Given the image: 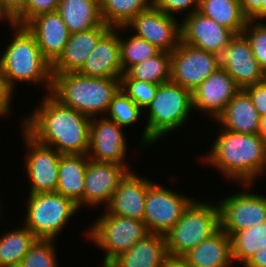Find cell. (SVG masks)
Here are the masks:
<instances>
[{
	"label": "cell",
	"mask_w": 266,
	"mask_h": 267,
	"mask_svg": "<svg viewBox=\"0 0 266 267\" xmlns=\"http://www.w3.org/2000/svg\"><path fill=\"white\" fill-rule=\"evenodd\" d=\"M250 20L256 22H266V0L263 1L261 9Z\"/></svg>",
	"instance_id": "bcb514c9"
},
{
	"label": "cell",
	"mask_w": 266,
	"mask_h": 267,
	"mask_svg": "<svg viewBox=\"0 0 266 267\" xmlns=\"http://www.w3.org/2000/svg\"><path fill=\"white\" fill-rule=\"evenodd\" d=\"M217 69L211 52L182 41L171 53L170 81L191 92Z\"/></svg>",
	"instance_id": "9a60e30c"
},
{
	"label": "cell",
	"mask_w": 266,
	"mask_h": 267,
	"mask_svg": "<svg viewBox=\"0 0 266 267\" xmlns=\"http://www.w3.org/2000/svg\"><path fill=\"white\" fill-rule=\"evenodd\" d=\"M240 267H266V249L259 250L243 266Z\"/></svg>",
	"instance_id": "ee69618b"
},
{
	"label": "cell",
	"mask_w": 266,
	"mask_h": 267,
	"mask_svg": "<svg viewBox=\"0 0 266 267\" xmlns=\"http://www.w3.org/2000/svg\"><path fill=\"white\" fill-rule=\"evenodd\" d=\"M154 180L137 171H129L120 181L118 188L105 207L108 214L119 215L143 221L148 186Z\"/></svg>",
	"instance_id": "d6986e66"
},
{
	"label": "cell",
	"mask_w": 266,
	"mask_h": 267,
	"mask_svg": "<svg viewBox=\"0 0 266 267\" xmlns=\"http://www.w3.org/2000/svg\"><path fill=\"white\" fill-rule=\"evenodd\" d=\"M251 98L259 116L266 115V84L263 82L243 89Z\"/></svg>",
	"instance_id": "60d3db41"
},
{
	"label": "cell",
	"mask_w": 266,
	"mask_h": 267,
	"mask_svg": "<svg viewBox=\"0 0 266 267\" xmlns=\"http://www.w3.org/2000/svg\"><path fill=\"white\" fill-rule=\"evenodd\" d=\"M89 157L87 154L61 155L58 163L56 192L71 198L81 211L84 210V182Z\"/></svg>",
	"instance_id": "d4e9b609"
},
{
	"label": "cell",
	"mask_w": 266,
	"mask_h": 267,
	"mask_svg": "<svg viewBox=\"0 0 266 267\" xmlns=\"http://www.w3.org/2000/svg\"><path fill=\"white\" fill-rule=\"evenodd\" d=\"M57 12L70 34L88 31L103 24L99 0H60Z\"/></svg>",
	"instance_id": "4316f807"
},
{
	"label": "cell",
	"mask_w": 266,
	"mask_h": 267,
	"mask_svg": "<svg viewBox=\"0 0 266 267\" xmlns=\"http://www.w3.org/2000/svg\"><path fill=\"white\" fill-rule=\"evenodd\" d=\"M171 53L157 55L131 66L125 74L131 79L161 84L170 81Z\"/></svg>",
	"instance_id": "d6a6232c"
},
{
	"label": "cell",
	"mask_w": 266,
	"mask_h": 267,
	"mask_svg": "<svg viewBox=\"0 0 266 267\" xmlns=\"http://www.w3.org/2000/svg\"><path fill=\"white\" fill-rule=\"evenodd\" d=\"M103 23L116 28L126 26L136 15L153 7V0H99Z\"/></svg>",
	"instance_id": "f546056e"
},
{
	"label": "cell",
	"mask_w": 266,
	"mask_h": 267,
	"mask_svg": "<svg viewBox=\"0 0 266 267\" xmlns=\"http://www.w3.org/2000/svg\"><path fill=\"white\" fill-rule=\"evenodd\" d=\"M5 12L14 20L26 7L28 0H0Z\"/></svg>",
	"instance_id": "b9f144b4"
},
{
	"label": "cell",
	"mask_w": 266,
	"mask_h": 267,
	"mask_svg": "<svg viewBox=\"0 0 266 267\" xmlns=\"http://www.w3.org/2000/svg\"><path fill=\"white\" fill-rule=\"evenodd\" d=\"M259 135L265 140L266 143V115L260 117Z\"/></svg>",
	"instance_id": "c3c4849f"
},
{
	"label": "cell",
	"mask_w": 266,
	"mask_h": 267,
	"mask_svg": "<svg viewBox=\"0 0 266 267\" xmlns=\"http://www.w3.org/2000/svg\"><path fill=\"white\" fill-rule=\"evenodd\" d=\"M219 229L220 211L217 201L195 198L165 235L168 255L183 257Z\"/></svg>",
	"instance_id": "52a82bcc"
},
{
	"label": "cell",
	"mask_w": 266,
	"mask_h": 267,
	"mask_svg": "<svg viewBox=\"0 0 266 267\" xmlns=\"http://www.w3.org/2000/svg\"><path fill=\"white\" fill-rule=\"evenodd\" d=\"M16 93L18 92L6 81L0 69V118L5 119L7 117L6 119H9L10 115H13L11 114L14 113V110L12 112V107H14L12 103H14Z\"/></svg>",
	"instance_id": "ab89813d"
},
{
	"label": "cell",
	"mask_w": 266,
	"mask_h": 267,
	"mask_svg": "<svg viewBox=\"0 0 266 267\" xmlns=\"http://www.w3.org/2000/svg\"><path fill=\"white\" fill-rule=\"evenodd\" d=\"M129 170L117 163L113 162H97L88 161L85 173V190H84V206L93 212L94 210L105 208L120 181L125 177ZM103 206V207H102ZM98 208V209H97Z\"/></svg>",
	"instance_id": "2e32d148"
},
{
	"label": "cell",
	"mask_w": 266,
	"mask_h": 267,
	"mask_svg": "<svg viewBox=\"0 0 266 267\" xmlns=\"http://www.w3.org/2000/svg\"><path fill=\"white\" fill-rule=\"evenodd\" d=\"M50 94L64 106L91 118L103 117L120 89L118 78L88 77L78 72L52 73Z\"/></svg>",
	"instance_id": "5b68a950"
},
{
	"label": "cell",
	"mask_w": 266,
	"mask_h": 267,
	"mask_svg": "<svg viewBox=\"0 0 266 267\" xmlns=\"http://www.w3.org/2000/svg\"><path fill=\"white\" fill-rule=\"evenodd\" d=\"M216 67L224 69L240 89L263 82L264 71L255 59L247 37L235 35L229 45L212 53Z\"/></svg>",
	"instance_id": "4fadbf2b"
},
{
	"label": "cell",
	"mask_w": 266,
	"mask_h": 267,
	"mask_svg": "<svg viewBox=\"0 0 266 267\" xmlns=\"http://www.w3.org/2000/svg\"><path fill=\"white\" fill-rule=\"evenodd\" d=\"M39 98L33 111L25 116L23 114L19 122L21 128H18L61 155L87 154L91 119L64 106L50 93Z\"/></svg>",
	"instance_id": "6da1fadb"
},
{
	"label": "cell",
	"mask_w": 266,
	"mask_h": 267,
	"mask_svg": "<svg viewBox=\"0 0 266 267\" xmlns=\"http://www.w3.org/2000/svg\"><path fill=\"white\" fill-rule=\"evenodd\" d=\"M183 258L191 267H234L230 236L221 228Z\"/></svg>",
	"instance_id": "484cf974"
},
{
	"label": "cell",
	"mask_w": 266,
	"mask_h": 267,
	"mask_svg": "<svg viewBox=\"0 0 266 267\" xmlns=\"http://www.w3.org/2000/svg\"><path fill=\"white\" fill-rule=\"evenodd\" d=\"M193 112L191 91L172 81L159 84L155 97L144 110L145 123L139 135L141 139H137L138 148H135L146 151L144 148L154 146L165 136L167 139L169 134L175 136L177 131L185 129L189 120L194 119Z\"/></svg>",
	"instance_id": "277c9868"
},
{
	"label": "cell",
	"mask_w": 266,
	"mask_h": 267,
	"mask_svg": "<svg viewBox=\"0 0 266 267\" xmlns=\"http://www.w3.org/2000/svg\"><path fill=\"white\" fill-rule=\"evenodd\" d=\"M163 267H191L183 257L168 256Z\"/></svg>",
	"instance_id": "f6af8a7d"
},
{
	"label": "cell",
	"mask_w": 266,
	"mask_h": 267,
	"mask_svg": "<svg viewBox=\"0 0 266 267\" xmlns=\"http://www.w3.org/2000/svg\"><path fill=\"white\" fill-rule=\"evenodd\" d=\"M200 0H153V6L180 20L197 12ZM178 16V17H177ZM181 16V18H179Z\"/></svg>",
	"instance_id": "74e56055"
},
{
	"label": "cell",
	"mask_w": 266,
	"mask_h": 267,
	"mask_svg": "<svg viewBox=\"0 0 266 267\" xmlns=\"http://www.w3.org/2000/svg\"><path fill=\"white\" fill-rule=\"evenodd\" d=\"M12 32L6 46H0V69L10 86L17 92L19 83L44 89L49 94L52 88L51 63L43 56L34 35L26 28L11 24ZM11 28V29H10ZM17 86V87H16ZM39 87V88H38Z\"/></svg>",
	"instance_id": "3957f363"
},
{
	"label": "cell",
	"mask_w": 266,
	"mask_h": 267,
	"mask_svg": "<svg viewBox=\"0 0 266 267\" xmlns=\"http://www.w3.org/2000/svg\"><path fill=\"white\" fill-rule=\"evenodd\" d=\"M265 0H240L243 14L250 20L260 9Z\"/></svg>",
	"instance_id": "7bdbcfd3"
},
{
	"label": "cell",
	"mask_w": 266,
	"mask_h": 267,
	"mask_svg": "<svg viewBox=\"0 0 266 267\" xmlns=\"http://www.w3.org/2000/svg\"><path fill=\"white\" fill-rule=\"evenodd\" d=\"M243 34L250 42L252 53L263 71L266 70V22L248 20Z\"/></svg>",
	"instance_id": "8d00e7d4"
},
{
	"label": "cell",
	"mask_w": 266,
	"mask_h": 267,
	"mask_svg": "<svg viewBox=\"0 0 266 267\" xmlns=\"http://www.w3.org/2000/svg\"><path fill=\"white\" fill-rule=\"evenodd\" d=\"M60 0H28L25 9L14 19V24L25 26L34 17L57 11Z\"/></svg>",
	"instance_id": "f35d334b"
},
{
	"label": "cell",
	"mask_w": 266,
	"mask_h": 267,
	"mask_svg": "<svg viewBox=\"0 0 266 267\" xmlns=\"http://www.w3.org/2000/svg\"><path fill=\"white\" fill-rule=\"evenodd\" d=\"M198 11L235 35L243 33L249 20L243 14L240 0H200Z\"/></svg>",
	"instance_id": "83f0119b"
},
{
	"label": "cell",
	"mask_w": 266,
	"mask_h": 267,
	"mask_svg": "<svg viewBox=\"0 0 266 267\" xmlns=\"http://www.w3.org/2000/svg\"><path fill=\"white\" fill-rule=\"evenodd\" d=\"M119 44L123 73L131 66L141 63L160 52L153 44L134 35L125 26L119 27Z\"/></svg>",
	"instance_id": "1f68e13d"
},
{
	"label": "cell",
	"mask_w": 266,
	"mask_h": 267,
	"mask_svg": "<svg viewBox=\"0 0 266 267\" xmlns=\"http://www.w3.org/2000/svg\"><path fill=\"white\" fill-rule=\"evenodd\" d=\"M259 121L260 116L251 98L243 89H240L213 122L217 127L231 132L259 134Z\"/></svg>",
	"instance_id": "603a6c76"
},
{
	"label": "cell",
	"mask_w": 266,
	"mask_h": 267,
	"mask_svg": "<svg viewBox=\"0 0 266 267\" xmlns=\"http://www.w3.org/2000/svg\"><path fill=\"white\" fill-rule=\"evenodd\" d=\"M173 189L154 181L148 186L143 218L148 233L165 236L195 199Z\"/></svg>",
	"instance_id": "30bf717a"
},
{
	"label": "cell",
	"mask_w": 266,
	"mask_h": 267,
	"mask_svg": "<svg viewBox=\"0 0 266 267\" xmlns=\"http://www.w3.org/2000/svg\"><path fill=\"white\" fill-rule=\"evenodd\" d=\"M143 115L144 111L120 88L112 98L105 117L129 131L137 123L142 125V120L144 123Z\"/></svg>",
	"instance_id": "836d02e7"
},
{
	"label": "cell",
	"mask_w": 266,
	"mask_h": 267,
	"mask_svg": "<svg viewBox=\"0 0 266 267\" xmlns=\"http://www.w3.org/2000/svg\"><path fill=\"white\" fill-rule=\"evenodd\" d=\"M4 230L0 235V267H18L31 246L38 239L23 224ZM16 227V228H15Z\"/></svg>",
	"instance_id": "f1b7e54d"
},
{
	"label": "cell",
	"mask_w": 266,
	"mask_h": 267,
	"mask_svg": "<svg viewBox=\"0 0 266 267\" xmlns=\"http://www.w3.org/2000/svg\"><path fill=\"white\" fill-rule=\"evenodd\" d=\"M125 27L163 52L172 53L181 41V20L154 6L140 12Z\"/></svg>",
	"instance_id": "5bb4252c"
},
{
	"label": "cell",
	"mask_w": 266,
	"mask_h": 267,
	"mask_svg": "<svg viewBox=\"0 0 266 267\" xmlns=\"http://www.w3.org/2000/svg\"><path fill=\"white\" fill-rule=\"evenodd\" d=\"M2 21L3 24L7 23V26L14 24V20L5 12L0 1V23H2Z\"/></svg>",
	"instance_id": "7dc6e473"
},
{
	"label": "cell",
	"mask_w": 266,
	"mask_h": 267,
	"mask_svg": "<svg viewBox=\"0 0 266 267\" xmlns=\"http://www.w3.org/2000/svg\"><path fill=\"white\" fill-rule=\"evenodd\" d=\"M263 81H264V83L266 84V70L264 71Z\"/></svg>",
	"instance_id": "f907efd6"
},
{
	"label": "cell",
	"mask_w": 266,
	"mask_h": 267,
	"mask_svg": "<svg viewBox=\"0 0 266 267\" xmlns=\"http://www.w3.org/2000/svg\"><path fill=\"white\" fill-rule=\"evenodd\" d=\"M217 136L197 162L207 165L228 183L255 184L266 177V143L259 134H243L218 128ZM212 167V168H211ZM265 176V177H264ZM232 181V182H231Z\"/></svg>",
	"instance_id": "7a4b0ae2"
},
{
	"label": "cell",
	"mask_w": 266,
	"mask_h": 267,
	"mask_svg": "<svg viewBox=\"0 0 266 267\" xmlns=\"http://www.w3.org/2000/svg\"><path fill=\"white\" fill-rule=\"evenodd\" d=\"M159 84L129 78L125 73L120 88L144 111L156 95Z\"/></svg>",
	"instance_id": "d590c367"
},
{
	"label": "cell",
	"mask_w": 266,
	"mask_h": 267,
	"mask_svg": "<svg viewBox=\"0 0 266 267\" xmlns=\"http://www.w3.org/2000/svg\"><path fill=\"white\" fill-rule=\"evenodd\" d=\"M255 184H237L238 189L217 200L220 228L229 236L233 233L266 222V196L254 193ZM241 189V191H240ZM253 191V192H251Z\"/></svg>",
	"instance_id": "9c48e42d"
},
{
	"label": "cell",
	"mask_w": 266,
	"mask_h": 267,
	"mask_svg": "<svg viewBox=\"0 0 266 267\" xmlns=\"http://www.w3.org/2000/svg\"><path fill=\"white\" fill-rule=\"evenodd\" d=\"M1 198V197H0ZM2 201V198L0 199V219L2 218L1 216H2V213H3V211H2V209H3V207L4 206H2V203L3 202H1Z\"/></svg>",
	"instance_id": "681fc988"
},
{
	"label": "cell",
	"mask_w": 266,
	"mask_h": 267,
	"mask_svg": "<svg viewBox=\"0 0 266 267\" xmlns=\"http://www.w3.org/2000/svg\"><path fill=\"white\" fill-rule=\"evenodd\" d=\"M230 239L233 261L243 266L259 250L266 249V222L239 230Z\"/></svg>",
	"instance_id": "4dcf8cb0"
},
{
	"label": "cell",
	"mask_w": 266,
	"mask_h": 267,
	"mask_svg": "<svg viewBox=\"0 0 266 267\" xmlns=\"http://www.w3.org/2000/svg\"><path fill=\"white\" fill-rule=\"evenodd\" d=\"M125 128L105 116L91 118L89 130V159L97 162H113L134 170L128 154L130 146ZM128 144V145H127ZM128 159V160H127Z\"/></svg>",
	"instance_id": "7c38bea8"
},
{
	"label": "cell",
	"mask_w": 266,
	"mask_h": 267,
	"mask_svg": "<svg viewBox=\"0 0 266 267\" xmlns=\"http://www.w3.org/2000/svg\"><path fill=\"white\" fill-rule=\"evenodd\" d=\"M235 34L199 11L181 20V41L194 48L215 52L229 45Z\"/></svg>",
	"instance_id": "ac0fdd59"
},
{
	"label": "cell",
	"mask_w": 266,
	"mask_h": 267,
	"mask_svg": "<svg viewBox=\"0 0 266 267\" xmlns=\"http://www.w3.org/2000/svg\"><path fill=\"white\" fill-rule=\"evenodd\" d=\"M22 145L25 150L24 171L28 179V192L32 194L56 192L58 184V163L61 154L54 148L44 146L31 138L23 129Z\"/></svg>",
	"instance_id": "8fae6325"
},
{
	"label": "cell",
	"mask_w": 266,
	"mask_h": 267,
	"mask_svg": "<svg viewBox=\"0 0 266 267\" xmlns=\"http://www.w3.org/2000/svg\"><path fill=\"white\" fill-rule=\"evenodd\" d=\"M239 91L234 79L224 69H217L192 91L193 111L215 121Z\"/></svg>",
	"instance_id": "e0dca14e"
},
{
	"label": "cell",
	"mask_w": 266,
	"mask_h": 267,
	"mask_svg": "<svg viewBox=\"0 0 266 267\" xmlns=\"http://www.w3.org/2000/svg\"><path fill=\"white\" fill-rule=\"evenodd\" d=\"M102 211V212H101ZM100 211L93 222L82 230L83 239L95 245L103 257L100 267H107L114 259L134 246L148 234L144 221Z\"/></svg>",
	"instance_id": "8992f818"
},
{
	"label": "cell",
	"mask_w": 266,
	"mask_h": 267,
	"mask_svg": "<svg viewBox=\"0 0 266 267\" xmlns=\"http://www.w3.org/2000/svg\"><path fill=\"white\" fill-rule=\"evenodd\" d=\"M77 72L88 77L121 79L123 69L120 55L119 27H111L99 39L96 47Z\"/></svg>",
	"instance_id": "ffe728a7"
},
{
	"label": "cell",
	"mask_w": 266,
	"mask_h": 267,
	"mask_svg": "<svg viewBox=\"0 0 266 267\" xmlns=\"http://www.w3.org/2000/svg\"><path fill=\"white\" fill-rule=\"evenodd\" d=\"M57 245L53 239H37L18 267H59Z\"/></svg>",
	"instance_id": "e575fe53"
},
{
	"label": "cell",
	"mask_w": 266,
	"mask_h": 267,
	"mask_svg": "<svg viewBox=\"0 0 266 267\" xmlns=\"http://www.w3.org/2000/svg\"><path fill=\"white\" fill-rule=\"evenodd\" d=\"M168 256L165 236L148 233L107 267H163Z\"/></svg>",
	"instance_id": "cb8c5ba5"
},
{
	"label": "cell",
	"mask_w": 266,
	"mask_h": 267,
	"mask_svg": "<svg viewBox=\"0 0 266 267\" xmlns=\"http://www.w3.org/2000/svg\"><path fill=\"white\" fill-rule=\"evenodd\" d=\"M111 27L103 23L91 30L71 33L63 52L51 64L52 73L77 72Z\"/></svg>",
	"instance_id": "7402d4cb"
},
{
	"label": "cell",
	"mask_w": 266,
	"mask_h": 267,
	"mask_svg": "<svg viewBox=\"0 0 266 267\" xmlns=\"http://www.w3.org/2000/svg\"><path fill=\"white\" fill-rule=\"evenodd\" d=\"M25 26L34 35L43 56L52 64L63 52L70 35L62 17L57 11L44 13Z\"/></svg>",
	"instance_id": "44dd1931"
},
{
	"label": "cell",
	"mask_w": 266,
	"mask_h": 267,
	"mask_svg": "<svg viewBox=\"0 0 266 267\" xmlns=\"http://www.w3.org/2000/svg\"><path fill=\"white\" fill-rule=\"evenodd\" d=\"M23 225L38 239L58 240L70 219L80 213L77 204L57 192L32 194L27 193Z\"/></svg>",
	"instance_id": "ba28073f"
}]
</instances>
